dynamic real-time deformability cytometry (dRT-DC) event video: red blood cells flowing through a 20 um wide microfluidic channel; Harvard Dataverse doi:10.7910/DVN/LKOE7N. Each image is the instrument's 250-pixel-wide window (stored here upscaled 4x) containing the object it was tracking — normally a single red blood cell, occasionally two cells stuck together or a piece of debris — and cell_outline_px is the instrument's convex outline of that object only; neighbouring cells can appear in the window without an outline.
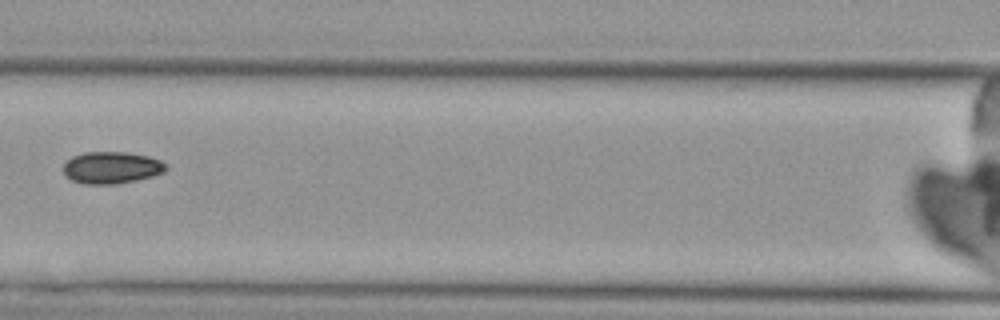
{"species": "Egyptian fruit bat (a non-hibernating species)", "species_latin": "Rousettus aegyptiacus", "temperature_condition": "cold", "stored_images_in_passage": 8, "camera_frame_rate_fps": 3000, "um_per_image_px": 0.085, "animal": {"sex": "female"}, "frame": {"image": 1, "passage_image": 8, "time_ms": 8.0, "image_size_px": [1000, 320], "cell_outline_px": [[168, 168], [164, 172], [152, 176], [136, 180], [116, 184], [84, 184], [72, 180], [64, 176], [64, 164], [72, 156], [84, 152], [128, 152], [148, 156], [160, 160], [168, 164]], "centroid_in_image_um": [9.49, 14.24], "position_along_channel_um": 157.1, "area_um2": 19.25}}